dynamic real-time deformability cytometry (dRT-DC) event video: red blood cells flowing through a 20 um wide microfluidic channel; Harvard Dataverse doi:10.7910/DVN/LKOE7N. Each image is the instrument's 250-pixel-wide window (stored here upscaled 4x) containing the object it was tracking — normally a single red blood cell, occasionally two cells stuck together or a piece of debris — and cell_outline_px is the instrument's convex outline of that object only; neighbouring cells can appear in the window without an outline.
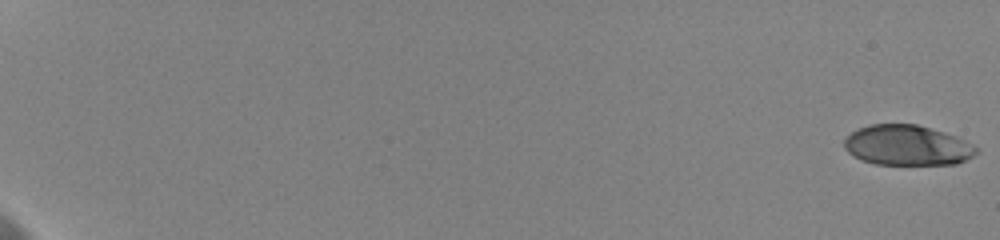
{"species": "human", "species_latin": "Homo sapiens", "temperature_condition": "cold", "stored_images_in_passage": 18, "camera_frame_rate_fps": 3000, "um_per_image_px": 0.085, "donor": {"sex": "female"}, "frame": {"image": 1, "passage_image": 1, "time_ms": 0.0, "image_size_px": [1000, 240], "cell_outline_px": [[980, 152], [956, 164], [876, 164], [860, 160], [848, 152], [844, 148], [844, 140], [852, 132], [868, 124], [916, 124], [944, 132], [956, 136], [972, 144]], "centroid_in_image_um": [77.1, 12.35], "position_along_channel_um": 7.9, "area_um2": 30.87}}
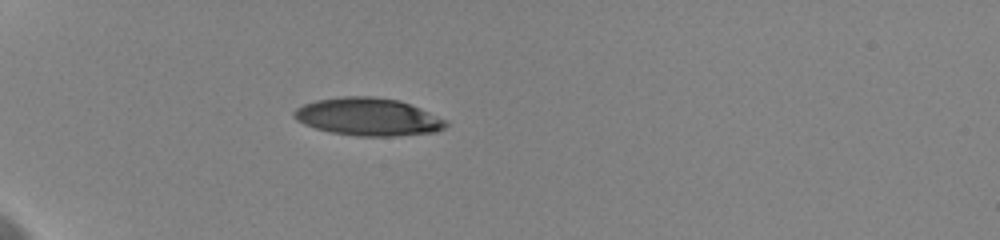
{"frame": {"image": 2, "passage_image": 13, "time_ms": 6.667, "image_size_px": [1000, 240], "cell_outline_px": [[448, 124], [444, 128], [436, 132], [392, 136], [356, 136], [332, 132], [316, 128], [304, 124], [296, 120], [292, 116], [292, 112], [296, 108], [304, 104], [316, 100], [344, 96], [368, 96], [400, 100], [420, 108], [448, 120]], "centroid_in_image_um": [31.29, 9.93], "position_along_channel_um": 53.7, "area_um2": 33.41}}